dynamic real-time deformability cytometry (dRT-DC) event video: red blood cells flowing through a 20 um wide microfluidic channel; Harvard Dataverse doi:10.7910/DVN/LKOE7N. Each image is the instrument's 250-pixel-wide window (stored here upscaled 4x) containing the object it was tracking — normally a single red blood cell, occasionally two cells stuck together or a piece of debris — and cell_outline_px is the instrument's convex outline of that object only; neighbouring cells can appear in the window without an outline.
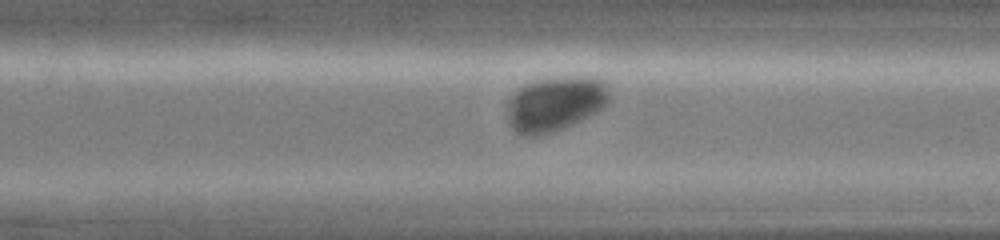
{"species": "common noctule bat (a hibernating species)", "species_latin": "Nyctalus noctula", "temperature_condition": "cold", "stored_images_in_passage": 30, "camera_frame_rate_fps": 3000, "um_per_image_px": 0.085, "animal": {"sex": "female", "body_mass_g": 19.0, "forearm_length_mm": 51.5}, "frame": {"image": 1, "passage_image": 23, "time_ms": 7.333, "image_size_px": [1000, 240], "cell_outline_px": [[612, 96], [608, 104], [596, 112], [564, 128], [552, 132], [532, 136], [524, 136], [516, 132], [508, 124], [508, 100], [512, 92], [536, 80], [560, 76], [592, 76], [604, 80], [608, 84]], "centroid_in_image_um": [47.24, 8.79], "position_along_channel_um": 323.4, "area_um2": 33.12}}
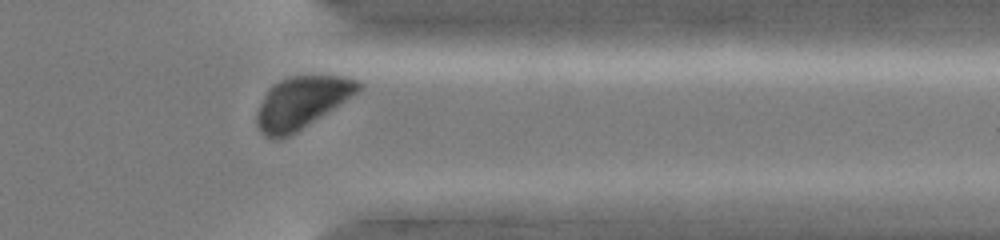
{"frame": {"image": 2, "passage_image": 27, "time_ms": 8.667, "image_size_px": [1000, 240], "cell_outline_px": [[364, 88], [296, 132], [280, 140], [276, 140], [264, 136], [260, 132], [256, 124], [256, 112], [268, 88], [272, 84], [280, 80], [292, 76], [344, 76], [360, 80], [364, 84]], "centroid_in_image_um": [25.62, 8.71], "position_along_channel_um": 385.8, "area_um2": 30.75}}